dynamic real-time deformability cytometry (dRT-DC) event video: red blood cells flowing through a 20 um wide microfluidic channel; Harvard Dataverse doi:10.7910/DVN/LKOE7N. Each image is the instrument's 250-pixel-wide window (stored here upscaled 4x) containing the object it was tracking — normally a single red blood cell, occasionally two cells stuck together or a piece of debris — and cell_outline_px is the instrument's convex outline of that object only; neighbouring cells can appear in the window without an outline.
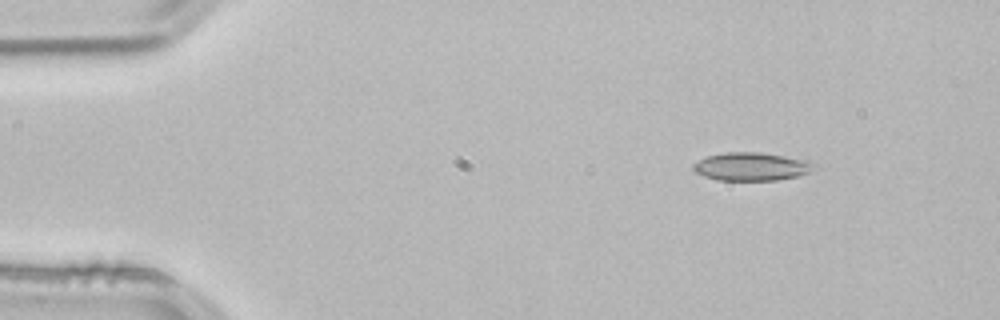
{"species": "common noctule bat (a hibernating species)", "species_latin": "Nyctalus noctula", "temperature_condition": "room temperature", "stored_images_in_passage": 47, "camera_frame_rate_fps": 3000, "um_per_image_px": 0.085, "animal": {"sex": "male", "body_mass_g": 21.5, "forearm_length_mm": 52.0}, "frame": {"image": 1, "passage_image": 1, "time_ms": 0.0, "image_size_px": [1000, 320], "cell_outline_px": [[820, 168], [796, 176], [776, 180], [716, 180], [704, 176], [696, 172], [692, 168], [692, 164], [708, 156], [724, 152], [760, 152], [784, 156], [804, 160]], "centroid_in_image_um": [63.85, 14.16], "position_along_channel_um": 21.2, "area_um2": 19.65}}
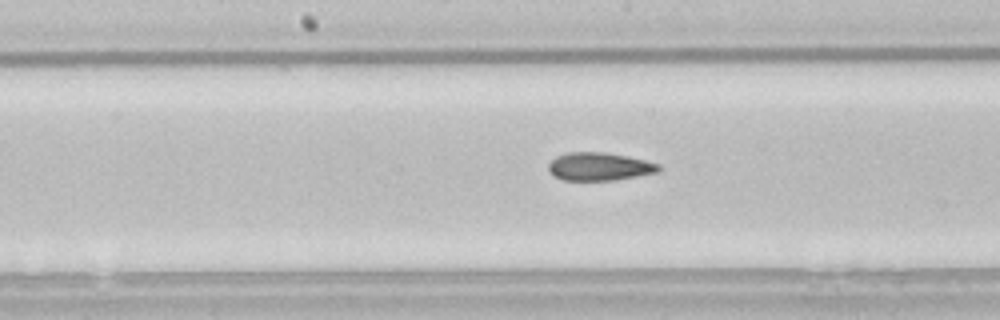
{"frame": {"image": 2, "passage_image": 21, "time_ms": 6.667, "image_size_px": [1000, 320], "cell_outline_px": [[660, 168], [656, 172], [636, 176], [612, 180], [560, 180], [552, 176], [548, 172], [548, 164], [556, 156], [568, 152], [604, 152], [628, 156], [660, 164]], "centroid_in_image_um": [50.87, 14.15], "position_along_channel_um": 197.3, "area_um2": 18.03}}
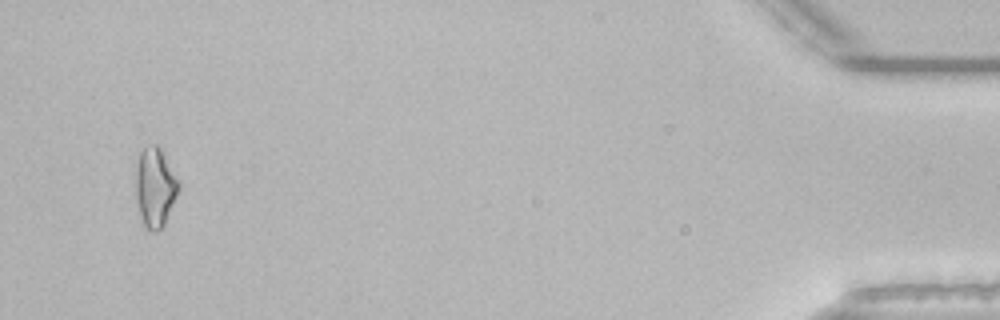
{"frame": {"image": 3, "passage_image": 45, "time_ms": 14.667, "image_size_px": [1000, 320], "cell_outline_px": [[180, 188], [164, 224], [156, 232], [152, 232], [144, 224], [140, 216], [136, 196], [136, 164], [140, 152], [144, 148], [152, 144], [156, 144], [160, 148], [180, 180]], "centroid_in_image_um": [13.19, 15.89], "position_along_channel_um": 422.0, "area_um2": 19.77}, "authors_computed_cell_mechanics": {"area_um2": 18.3804, "velocity_mm_per_s": 3.8562, "shape_relaxation_time_tau1_ms": null, "shape_relaxation_time_tau2_ms": 5.8506, "deformation_change_tau1": null, "deformation_change_tau2": 0.1356}}